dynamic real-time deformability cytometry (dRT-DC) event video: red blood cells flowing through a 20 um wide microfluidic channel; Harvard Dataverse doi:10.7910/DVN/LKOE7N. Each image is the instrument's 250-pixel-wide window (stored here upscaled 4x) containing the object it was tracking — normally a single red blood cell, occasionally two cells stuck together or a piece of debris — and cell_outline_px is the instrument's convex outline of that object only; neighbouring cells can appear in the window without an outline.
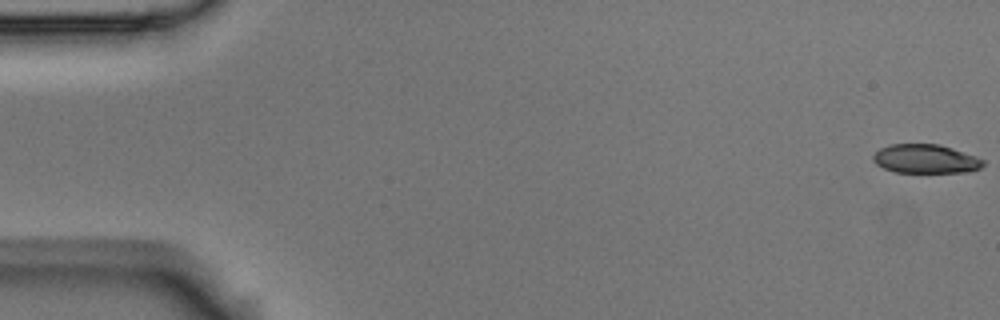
{"species": "Egyptian fruit bat (a non-hibernating species)", "species_latin": "Rousettus aegyptiacus", "temperature_condition": "room temperature", "stored_images_in_passage": 6, "camera_frame_rate_fps": 3000, "um_per_image_px": 0.085, "animal": {"sex": "male"}, "frame": {"image": 1, "passage_image": 1, "time_ms": 0.0, "image_size_px": [1000, 320], "cell_outline_px": [[984, 164], [980, 168], [960, 172], [896, 172], [884, 168], [876, 164], [872, 160], [872, 156], [880, 148], [888, 144], [940, 144], [976, 156], [984, 160]], "centroid_in_image_um": [78.64, 13.49], "position_along_channel_um": 6.4, "area_um2": 18.44}}
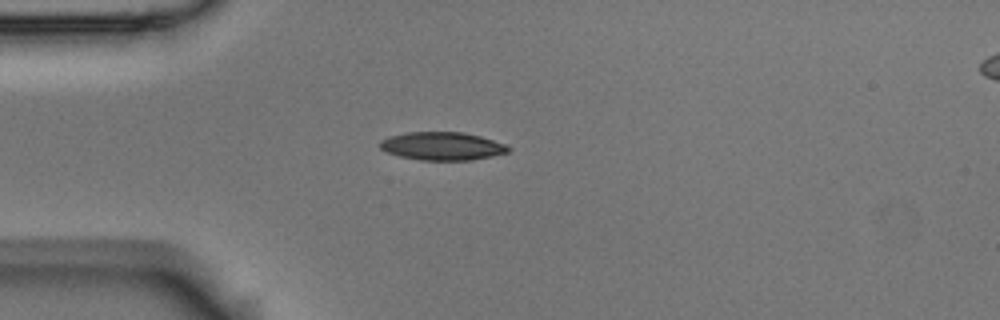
{"frame": {"image": 2, "passage_image": 5, "time_ms": 1.333, "image_size_px": [1000, 320], "cell_outline_px": [[512, 148], [508, 152], [492, 156], [472, 160], [420, 160], [400, 156], [388, 152], [380, 148], [380, 140], [388, 136], [408, 132], [464, 132], [480, 136], [504, 144]], "centroid_in_image_um": [37.58, 12.41], "position_along_channel_um": 47.4, "area_um2": 20.98}}